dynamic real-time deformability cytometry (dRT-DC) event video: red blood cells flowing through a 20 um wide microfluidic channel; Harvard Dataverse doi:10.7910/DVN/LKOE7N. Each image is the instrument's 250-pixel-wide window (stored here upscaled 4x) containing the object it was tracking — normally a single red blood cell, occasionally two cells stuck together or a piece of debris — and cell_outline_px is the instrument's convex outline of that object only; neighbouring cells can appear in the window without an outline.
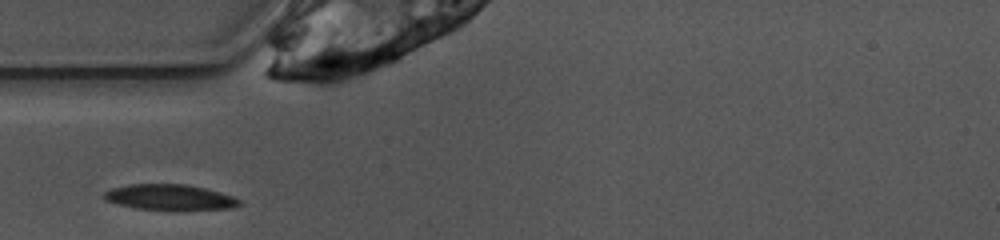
{"species": "common noctule bat (a hibernating species)", "species_latin": "Nyctalus noctula", "temperature_condition": "warm", "stored_images_in_passage": 23, "camera_frame_rate_fps": 3000, "um_per_image_px": 0.085, "animal": {"sex": "female", "body_mass_g": 10.0, "forearm_length_mm": 53.1}, "frame": {"image": 1, "passage_image": 1, "time_ms": 0.0, "image_size_px": [1000, 240], "cell_outline_px": [[240, 204], [236, 208], [136, 208], [120, 204], [108, 200], [104, 196], [104, 192], [112, 188], [128, 184], [188, 184], [204, 188], [232, 196], [240, 200]], "centroid_in_image_um": [14.42, 16.73], "position_along_channel_um": 70.6, "area_um2": 19.25}}
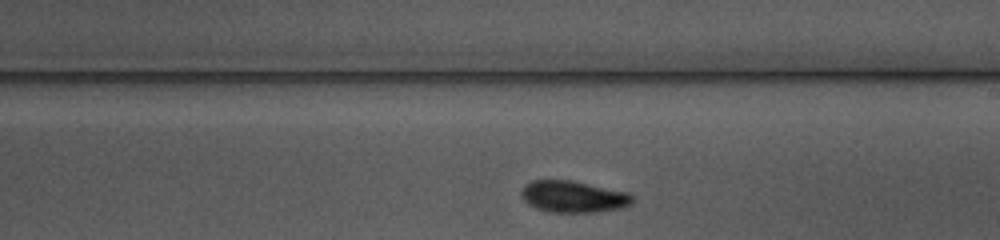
{"frame": {"image": 2, "passage_image": 14, "time_ms": 4.333, "image_size_px": [1000, 240], "cell_outline_px": [[636, 200], [632, 204], [620, 208], [596, 212], [552, 212], [536, 208], [528, 204], [520, 196], [520, 192], [524, 184], [532, 180], [572, 180], [628, 192]], "centroid_in_image_um": [48.73, 16.71], "position_along_channel_um": 240.3, "area_um2": 20.69}}
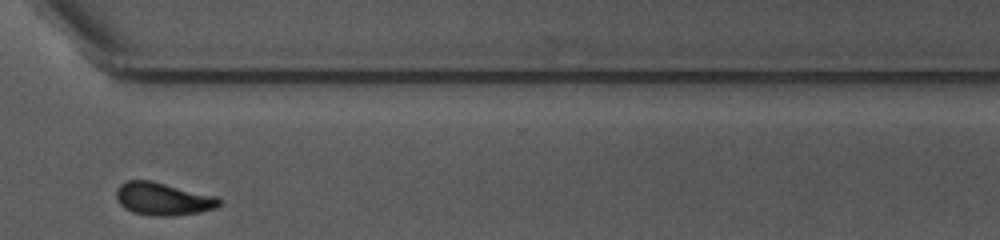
{"frame": {"image": 3, "passage_image": 23, "time_ms": 7.333, "image_size_px": [1000, 240], "cell_outline_px": [[224, 204], [216, 208], [200, 212], [172, 216], [152, 216], [132, 212], [124, 208], [120, 204], [116, 196], [116, 188], [120, 184], [128, 180], [152, 180], [220, 196], [224, 200]], "centroid_in_image_um": [13.94, 16.9], "position_along_channel_um": 356.7, "area_um2": 20.29}}